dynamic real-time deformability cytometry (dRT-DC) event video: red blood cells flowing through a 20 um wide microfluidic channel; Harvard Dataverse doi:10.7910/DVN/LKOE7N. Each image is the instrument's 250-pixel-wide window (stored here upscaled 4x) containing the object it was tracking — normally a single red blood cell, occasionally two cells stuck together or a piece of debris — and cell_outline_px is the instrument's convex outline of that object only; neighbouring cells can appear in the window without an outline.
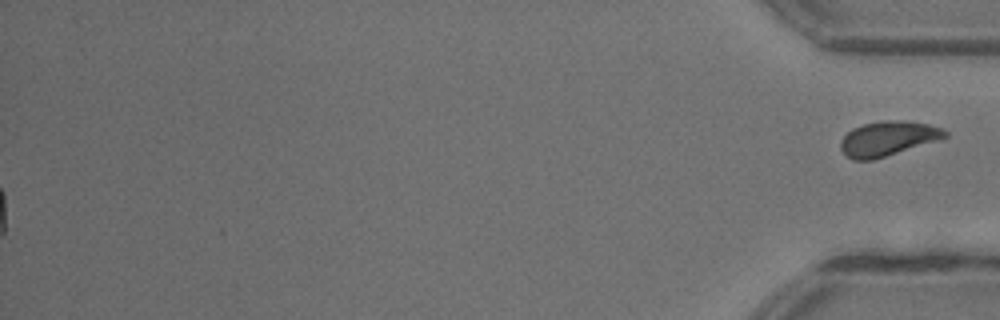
{"species": "common noctule bat (a hibernating species)", "species_latin": "Nyctalus noctula", "temperature_condition": "warm", "stored_images_in_passage": 49, "segment_of_instrument_passage": [2, 2], "camera_frame_rate_fps": 3000, "um_per_image_px": 0.085, "animal": {"sex": "female"}, "frame": {"image": 1, "passage_image": 49, "time_ms": 16.0, "image_size_px": [1000, 320], "cell_outline_px": [[948, 136], [940, 140], [872, 160], [852, 160], [840, 148], [840, 140], [852, 128], [864, 124], [884, 120], [904, 120], [928, 124], [944, 128], [948, 132]], "centroid_in_image_um": [75.5, 11.77], "position_along_channel_um": 359.7, "area_um2": 21.15}}